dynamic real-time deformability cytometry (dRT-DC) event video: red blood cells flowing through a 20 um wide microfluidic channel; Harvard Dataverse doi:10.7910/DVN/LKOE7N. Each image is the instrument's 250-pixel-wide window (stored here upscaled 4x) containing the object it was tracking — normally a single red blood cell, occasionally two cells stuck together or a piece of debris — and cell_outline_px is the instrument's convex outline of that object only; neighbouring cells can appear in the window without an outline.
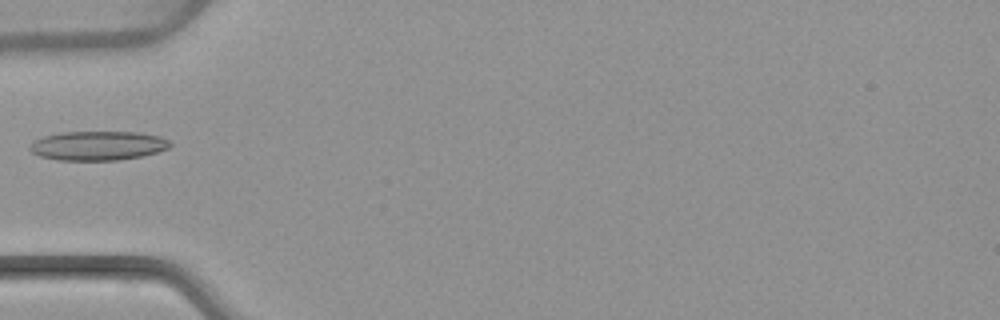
{"species": "common noctule bat (a hibernating species)", "species_latin": "Nyctalus noctula", "temperature_condition": "warm", "stored_images_in_passage": 1, "camera_frame_rate_fps": 3000, "um_per_image_px": 0.085, "animal": {"sex": "female", "body_mass_g": 22.7, "forearm_length_mm": 54.2}, "frame": {"image": 1, "passage_image": 1, "time_ms": 0.0, "image_size_px": [1000, 320], "cell_outline_px": [[172, 144], [168, 148], [156, 152], [140, 156], [116, 160], [56, 160], [40, 156], [32, 152], [28, 148], [28, 144], [44, 136], [60, 132], [140, 132], [160, 136], [168, 140]], "centroid_in_image_um": [8.29, 12.37], "position_along_channel_um": 76.7, "area_um2": 23.87}}